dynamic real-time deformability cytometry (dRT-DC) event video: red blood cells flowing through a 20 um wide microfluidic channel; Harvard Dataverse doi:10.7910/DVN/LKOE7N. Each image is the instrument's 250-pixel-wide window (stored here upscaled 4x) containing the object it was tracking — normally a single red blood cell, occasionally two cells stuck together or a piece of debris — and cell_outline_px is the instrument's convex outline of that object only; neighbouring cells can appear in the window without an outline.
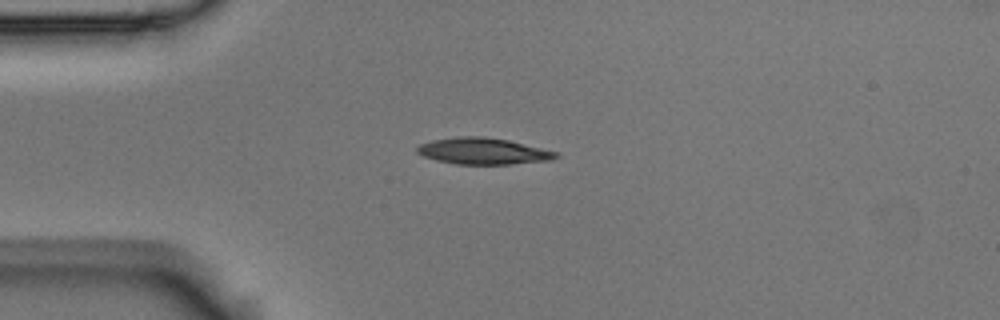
{"species": "Egyptian fruit bat (a non-hibernating species)", "species_latin": "Rousettus aegyptiacus", "temperature_condition": "room temperature", "stored_images_in_passage": 3, "camera_frame_rate_fps": 3000, "um_per_image_px": 0.085, "animal": {"sex": "male"}, "frame": {"image": 1, "passage_image": 2, "time_ms": 0.333, "image_size_px": [1000, 320], "cell_outline_px": [[560, 156], [552, 160], [512, 164], [456, 164], [436, 160], [424, 156], [416, 152], [416, 148], [420, 144], [432, 140], [460, 136], [484, 136], [508, 140], [556, 152]], "centroid_in_image_um": [41.05, 12.85], "position_along_channel_um": 44.0, "area_um2": 21.27}}